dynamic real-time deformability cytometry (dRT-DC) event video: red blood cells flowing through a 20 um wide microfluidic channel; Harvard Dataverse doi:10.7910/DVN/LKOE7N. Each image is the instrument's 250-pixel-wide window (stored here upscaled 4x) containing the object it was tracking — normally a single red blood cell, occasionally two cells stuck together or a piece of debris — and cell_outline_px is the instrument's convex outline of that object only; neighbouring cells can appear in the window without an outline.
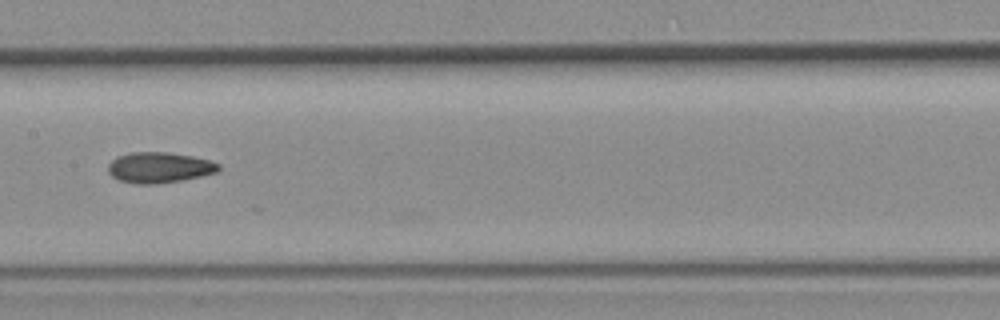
{"species": "common noctule bat (a hibernating species)", "species_latin": "Nyctalus noctula", "temperature_condition": "room temperature", "stored_images_in_passage": 37, "camera_frame_rate_fps": 3000, "um_per_image_px": 0.085, "animal": {"sex": "female", "body_mass_g": 19.3, "forearm_length_mm": 54.1}, "frame": {"image": 1, "passage_image": 27, "time_ms": 8.667, "image_size_px": [1000, 320], "cell_outline_px": [[220, 168], [216, 172], [200, 176], [180, 180], [156, 184], [136, 184], [120, 180], [112, 176], [108, 172], [108, 164], [116, 156], [132, 152], [168, 152], [192, 156], [208, 160], [220, 164]], "centroid_in_image_um": [13.51, 14.23], "position_along_channel_um": 193.9, "area_um2": 19.65}}
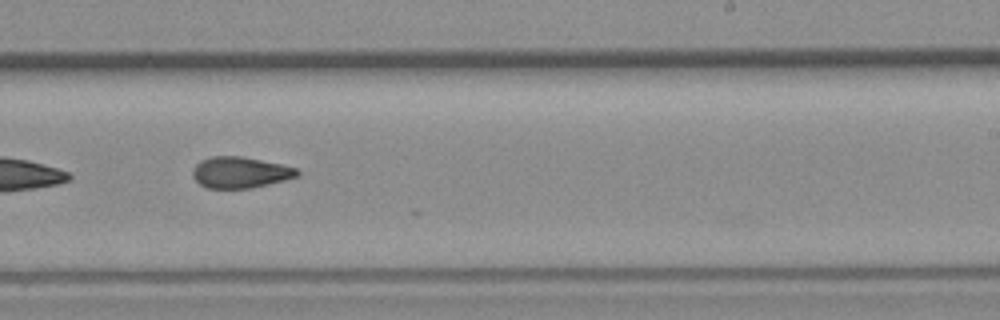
{"frame": {"image": 2, "passage_image": 33, "time_ms": 10.667, "image_size_px": [1000, 320], "cell_outline_px": [[300, 176], [252, 188], [208, 188], [200, 184], [192, 176], [192, 172], [196, 164], [200, 160], [212, 156], [240, 156], [280, 164], [296, 168], [300, 172]], "centroid_in_image_um": [20.41, 14.66], "position_along_channel_um": 268.6, "area_um2": 18.9}}